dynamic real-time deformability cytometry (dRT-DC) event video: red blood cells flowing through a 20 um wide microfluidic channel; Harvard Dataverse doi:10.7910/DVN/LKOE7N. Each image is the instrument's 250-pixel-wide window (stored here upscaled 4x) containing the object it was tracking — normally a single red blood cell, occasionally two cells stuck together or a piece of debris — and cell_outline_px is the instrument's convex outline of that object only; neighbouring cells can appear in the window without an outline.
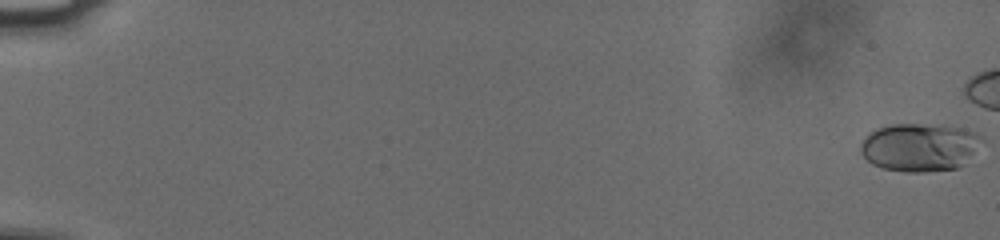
{"species": "human", "species_latin": "Homo sapiens", "temperature_condition": "cold", "stored_images_in_passage": 51, "camera_frame_rate_fps": 3000, "um_per_image_px": 0.085, "donor": {"sex": "male"}, "frame": {"image": 1, "passage_image": 1, "time_ms": 0.0, "image_size_px": [1000, 240], "cell_outline_px": [[984, 140], [964, 164], [956, 168], [924, 172], [904, 172], [884, 168], [872, 164], [860, 152], [860, 144], [864, 136], [868, 132], [876, 128], [888, 124], [944, 124], [964, 128], [972, 132]], "centroid_in_image_um": [78.13, 12.49], "position_along_channel_um": 6.9, "area_um2": 34.33}}
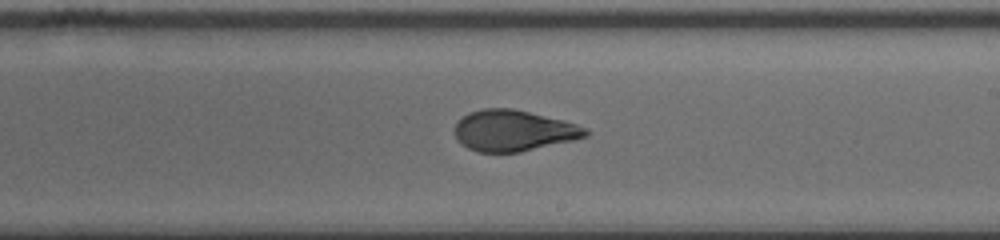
{"frame": {"image": 2, "passage_image": 36, "time_ms": 11.667, "image_size_px": [1000, 240], "cell_outline_px": [[588, 136], [572, 140], [520, 152], [476, 152], [460, 144], [456, 136], [456, 124], [468, 112], [484, 108], [512, 108], [576, 124], [588, 128]], "centroid_in_image_um": [43.63, 11.11], "position_along_channel_um": 245.4, "area_um2": 30.92}}
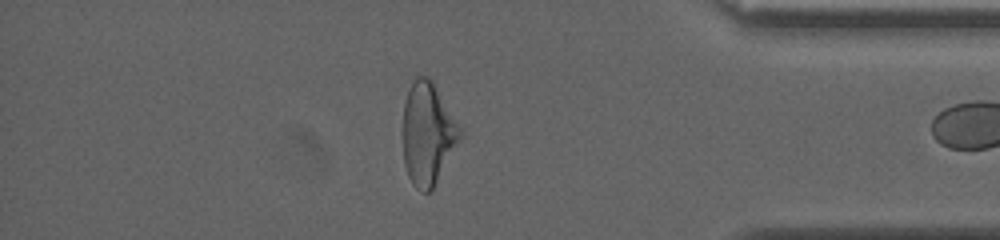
{"frame": {"image": 3, "passage_image": 50, "time_ms": 16.333, "image_size_px": [1000, 240], "cell_outline_px": [[464, 136], [432, 192], [420, 192], [412, 184], [408, 176], [404, 164], [400, 136], [404, 104], [408, 92], [416, 76], [428, 76], [432, 80], [464, 128]], "centroid_in_image_um": [36.39, 11.4], "position_along_channel_um": 398.8, "area_um2": 35.84}}